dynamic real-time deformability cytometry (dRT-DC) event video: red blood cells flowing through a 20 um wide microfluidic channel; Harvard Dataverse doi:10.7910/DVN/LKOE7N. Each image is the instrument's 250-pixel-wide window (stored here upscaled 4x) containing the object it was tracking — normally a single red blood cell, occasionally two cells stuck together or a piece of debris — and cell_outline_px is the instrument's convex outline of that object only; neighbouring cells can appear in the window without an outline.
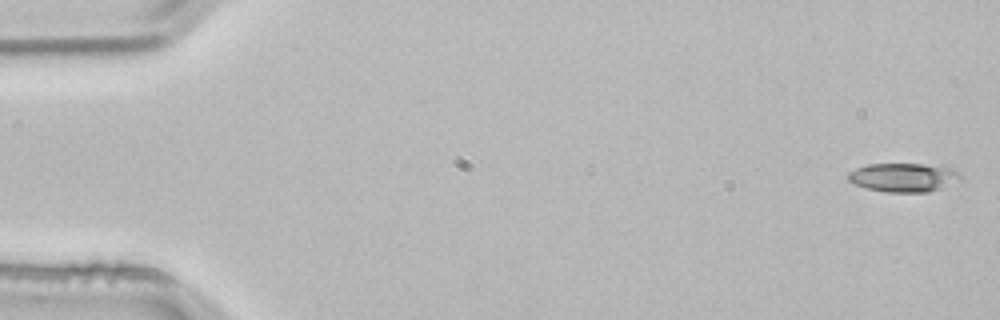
{"species": "common noctule bat (a hibernating species)", "species_latin": "Nyctalus noctula", "temperature_condition": "room temperature", "stored_images_in_passage": 4, "camera_frame_rate_fps": 3000, "um_per_image_px": 0.085, "animal": {"sex": "male", "body_mass_g": 21.5, "forearm_length_mm": 52.0}, "frame": {"image": 1, "passage_image": 1, "time_ms": 0.0, "image_size_px": [1000, 320], "cell_outline_px": [[964, 180], [928, 192], [888, 192], [864, 188], [848, 180], [848, 172], [856, 168], [868, 164], [924, 164], [952, 168], [960, 172], [964, 176]], "centroid_in_image_um": [76.86, 15.08], "position_along_channel_um": 8.1, "area_um2": 19.07}}
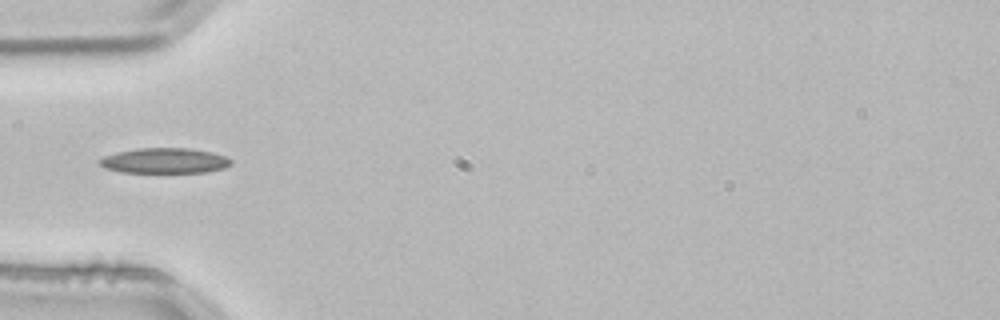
{"frame": {"image": 2, "passage_image": 4, "time_ms": 1.0, "image_size_px": [1000, 320], "cell_outline_px": [[232, 164], [224, 168], [208, 172], [124, 172], [104, 168], [96, 160], [104, 156], [116, 152], [136, 148], [188, 148], [212, 152], [224, 156], [232, 160]], "centroid_in_image_um": [13.98, 13.65], "position_along_channel_um": 71.0, "area_um2": 19.42}}